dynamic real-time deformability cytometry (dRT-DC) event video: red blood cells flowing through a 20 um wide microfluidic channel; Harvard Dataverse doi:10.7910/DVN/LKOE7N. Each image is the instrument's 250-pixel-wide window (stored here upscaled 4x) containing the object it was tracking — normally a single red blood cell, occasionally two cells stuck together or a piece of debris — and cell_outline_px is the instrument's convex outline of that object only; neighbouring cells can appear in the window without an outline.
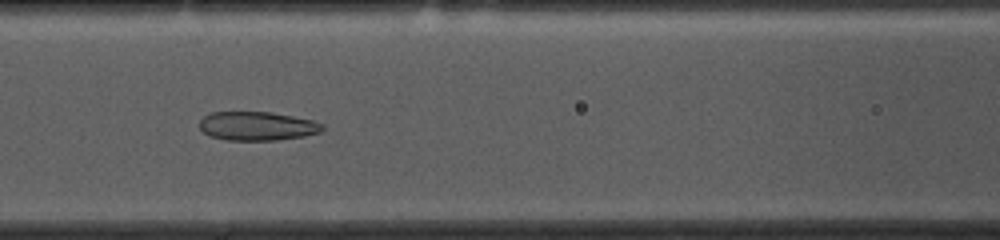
{"species": "common noctule bat (a hibernating species)", "species_latin": "Nyctalus noctula", "temperature_condition": "cold", "stored_images_in_passage": 54, "camera_frame_rate_fps": 3000, "um_per_image_px": 0.085, "animal": {"sex": "female", "body_mass_g": 10.0, "forearm_length_mm": 53.1}, "frame": {"image": 1, "passage_image": 22, "time_ms": 7.0, "image_size_px": [1000, 240], "cell_outline_px": [[324, 128], [320, 132], [304, 136], [276, 140], [224, 140], [208, 136], [200, 128], [200, 120], [208, 112], [272, 112], [312, 120], [324, 124]], "centroid_in_image_um": [21.84, 10.71], "position_along_channel_um": 144.8, "area_um2": 20.75}}
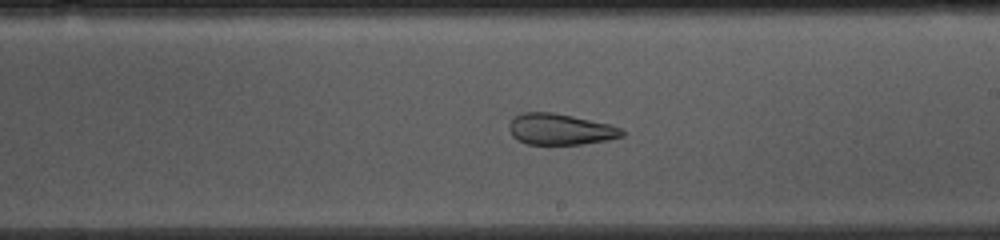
{"frame": {"image": 2, "passage_image": 30, "time_ms": 9.667, "image_size_px": [1000, 240], "cell_outline_px": [[624, 136], [608, 140], [580, 144], [528, 144], [512, 136], [508, 128], [508, 124], [512, 116], [520, 112], [552, 112], [572, 116], [608, 124], [624, 128]], "centroid_in_image_um": [47.59, 10.97], "position_along_channel_um": 241.4, "area_um2": 20.58}}
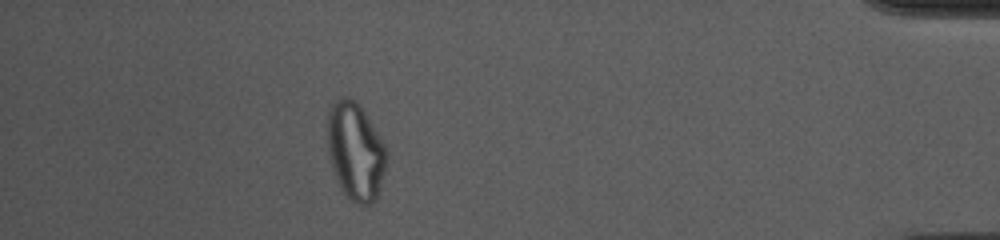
{"frame": {"image": 3, "passage_image": 48, "time_ms": 15.667, "image_size_px": [1000, 240], "cell_outline_px": [[388, 156], [376, 200], [372, 204], [356, 204], [348, 200], [336, 180], [328, 156], [328, 108], [336, 100], [344, 96], [348, 96], [356, 100], [360, 104], [384, 144], [388, 152]], "centroid_in_image_um": [30.2, 12.86], "position_along_channel_um": 405.0, "area_um2": 33.87}, "authors_computed_cell_mechanics": {"area_um2": 26.9637, "velocity_mm_per_s": 3.6317, "shape_relaxation_time_tau1_ms": null, "shape_relaxation_time_tau2_ms": 2.1431, "deformation_change_tau1": null, "deformation_change_tau2": 0.0894}}